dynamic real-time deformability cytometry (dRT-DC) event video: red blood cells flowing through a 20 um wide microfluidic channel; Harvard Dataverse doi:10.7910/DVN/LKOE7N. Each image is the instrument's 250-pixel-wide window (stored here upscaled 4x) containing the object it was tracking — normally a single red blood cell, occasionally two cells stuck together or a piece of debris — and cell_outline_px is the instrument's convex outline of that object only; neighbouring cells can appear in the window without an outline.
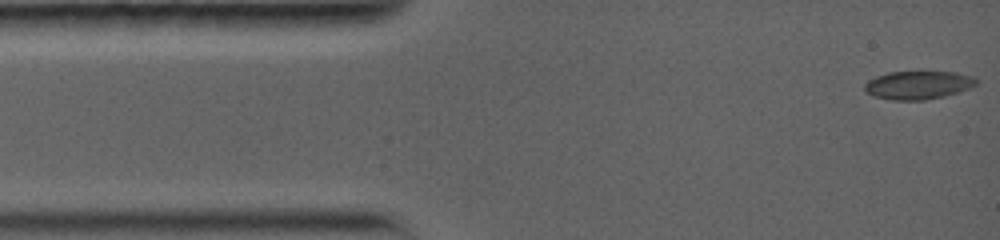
{"species": "common noctule bat (a hibernating species)", "species_latin": "Nyctalus noctula", "temperature_condition": "warm", "stored_images_in_passage": 85, "camera_frame_rate_fps": 5000, "um_per_image_px": 0.085, "animal": {"sex": "female", "body_mass_g": 19.0, "forearm_length_mm": 56.7}, "frame": {"image": 1, "passage_image": 1, "time_ms": 0.0, "image_size_px": [1000, 240], "cell_outline_px": [[980, 80], [976, 84], [968, 88], [944, 96], [924, 100], [892, 100], [872, 96], [864, 88], [864, 84], [868, 80], [876, 76], [888, 72], [956, 72], [972, 76]], "centroid_in_image_um": [78.02, 7.23], "position_along_channel_um": 7.0, "area_um2": 18.32}}
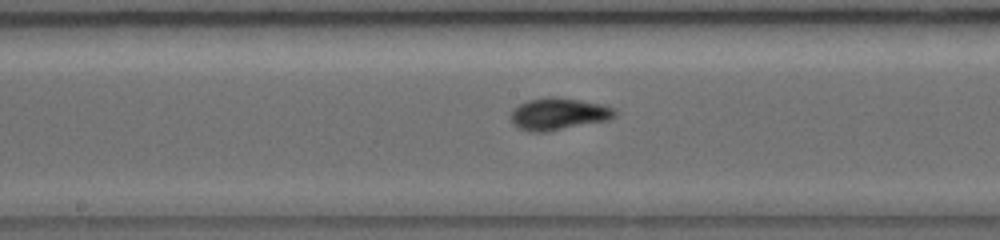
{"frame": {"image": 2, "passage_image": 36, "time_ms": 7.0, "image_size_px": [1000, 240], "cell_outline_px": [[616, 116], [608, 120], [544, 132], [528, 132], [512, 124], [508, 116], [512, 108], [528, 100], [548, 96], [552, 96], [580, 100], [600, 104], [616, 108]], "centroid_in_image_um": [47.42, 9.68], "position_along_channel_um": 200.8, "area_um2": 19.59}}
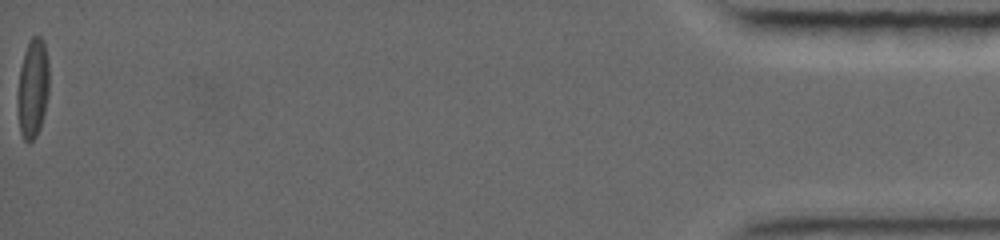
{"frame": {"image": 3, "passage_image": 85, "time_ms": 16.8, "image_size_px": [1000, 240], "cell_outline_px": [[48, 92], [44, 112], [40, 128], [36, 136], [28, 144], [24, 140], [20, 132], [16, 108], [16, 92], [20, 68], [24, 52], [32, 36], [40, 36], [44, 40], [48, 60]], "centroid_in_image_um": [2.75, 7.53], "position_along_channel_um": 432.4, "area_um2": 18.61}, "authors_computed_cell_mechanics": {"area_um2": 17.6868, "velocity_mm_per_s": 3.8312, "shape_relaxation_time_tau1_ms": 6.4122, "shape_relaxation_time_tau2_ms": 2.0415, "deformation_change_tau1": 0.1892, "deformation_change_tau2": 0.0587}}